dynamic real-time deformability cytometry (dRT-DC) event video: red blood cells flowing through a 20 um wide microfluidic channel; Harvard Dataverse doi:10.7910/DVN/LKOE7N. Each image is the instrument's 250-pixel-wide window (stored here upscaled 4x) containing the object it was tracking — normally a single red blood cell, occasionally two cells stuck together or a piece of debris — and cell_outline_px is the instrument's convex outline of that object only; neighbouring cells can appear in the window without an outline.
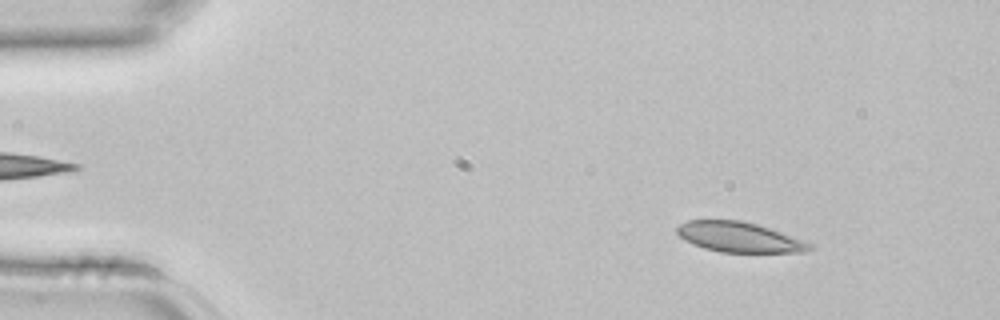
{"species": "common noctule bat (a hibernating species)", "species_latin": "Nyctalus noctula", "temperature_condition": "room temperature", "stored_images_in_passage": 3, "camera_frame_rate_fps": 3000, "um_per_image_px": 0.085, "animal": {"sex": "female", "body_mass_g": 22.7, "forearm_length_mm": 54.2}, "frame": {"image": 1, "passage_image": 1, "time_ms": 0.0, "image_size_px": [1000, 320], "cell_outline_px": [[812, 248], [804, 252], [720, 252], [704, 248], [692, 244], [684, 240], [676, 232], [676, 228], [680, 224], [688, 220], [740, 220], [756, 224], [804, 240], [812, 244]], "centroid_in_image_um": [62.8, 20.16], "position_along_channel_um": 22.2, "area_um2": 23.12}}
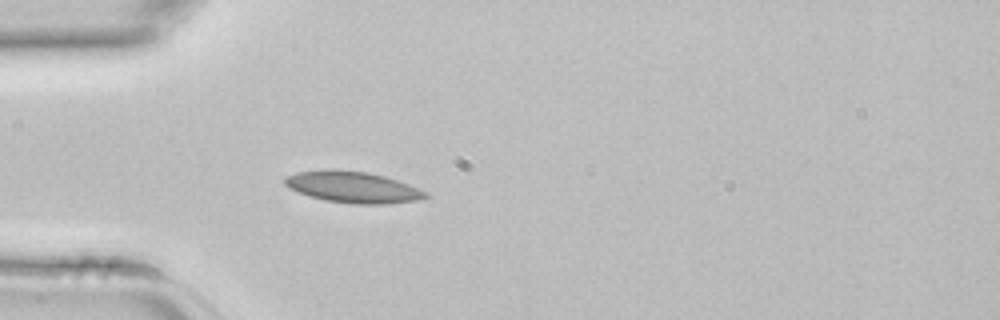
{"frame": {"image": 2, "passage_image": 3, "time_ms": 0.667, "image_size_px": [1000, 320], "cell_outline_px": [[432, 196], [416, 200], [388, 204], [352, 204], [324, 200], [288, 188], [284, 184], [284, 180], [288, 176], [296, 172], [368, 172], [384, 176], [408, 184], [428, 192]], "centroid_in_image_um": [30.08, 15.96], "position_along_channel_um": 54.9, "area_um2": 24.74}}